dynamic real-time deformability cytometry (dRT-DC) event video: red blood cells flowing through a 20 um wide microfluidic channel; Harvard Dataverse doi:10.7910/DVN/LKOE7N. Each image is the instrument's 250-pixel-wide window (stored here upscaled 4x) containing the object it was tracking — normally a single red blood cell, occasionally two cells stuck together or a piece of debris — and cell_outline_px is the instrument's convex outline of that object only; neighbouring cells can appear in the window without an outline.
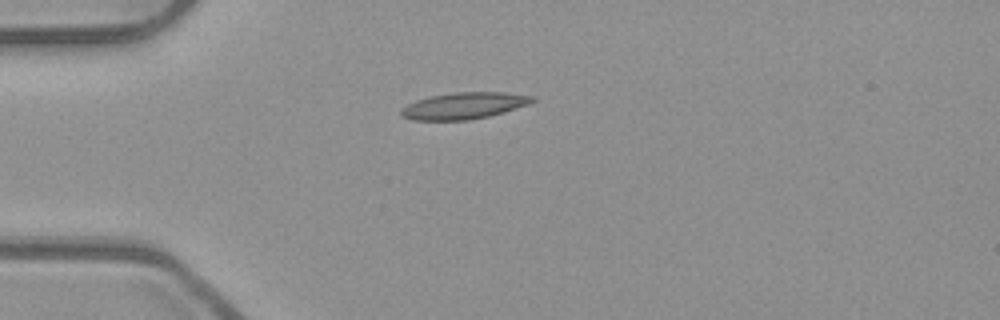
{"species": "common noctule bat (a hibernating species)", "species_latin": "Nyctalus noctula", "temperature_condition": "room temperature", "stored_images_in_passage": 39, "camera_frame_rate_fps": 3000, "um_per_image_px": 0.085, "animal": {"sex": "male", "body_mass_g": 23.1, "forearm_length_mm": 52.7}, "frame": {"image": 1, "passage_image": 1, "time_ms": 0.0, "image_size_px": [1000, 320], "cell_outline_px": [[536, 100], [528, 104], [504, 112], [488, 116], [468, 120], [412, 120], [404, 116], [400, 112], [408, 104], [416, 100], [428, 96], [456, 92], [504, 92], [532, 96]], "centroid_in_image_um": [39.44, 8.98], "position_along_channel_um": 45.6, "area_um2": 20.11}}
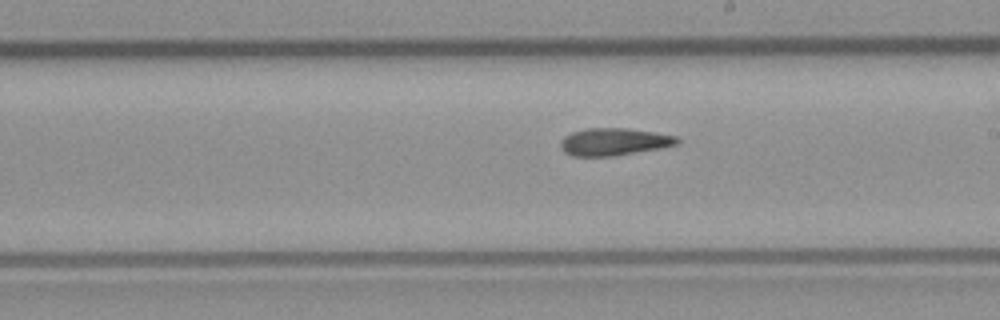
{"frame": {"image": 2, "passage_image": 17, "time_ms": 5.333, "image_size_px": [1000, 320], "cell_outline_px": [[680, 144], [664, 148], [616, 156], [572, 156], [564, 152], [560, 148], [560, 140], [564, 136], [572, 132], [584, 128], [628, 128], [676, 136], [680, 140]], "centroid_in_image_um": [52.19, 12.06], "position_along_channel_um": 236.8, "area_um2": 18.96}}
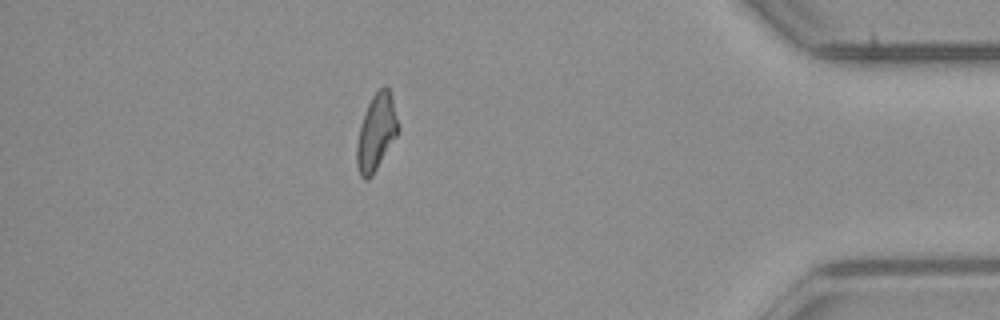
{"frame": {"image": 3, "passage_image": 33, "time_ms": 10.667, "image_size_px": [1000, 320], "cell_outline_px": [[400, 128], [396, 136], [372, 176], [368, 180], [364, 180], [360, 176], [356, 164], [356, 144], [360, 124], [368, 104], [372, 96], [384, 84], [388, 88], [392, 100]], "centroid_in_image_um": [31.96, 11.27], "position_along_channel_um": 403.2, "area_um2": 18.32}, "authors_computed_cell_mechanics": {"area_um2": 18.5538, "velocity_mm_per_s": 3.9459, "shape_relaxation_time_tau1_ms": null, "shape_relaxation_time_tau2_ms": 7.9965, "deformation_change_tau1": null, "deformation_change_tau2": 0.2088}}